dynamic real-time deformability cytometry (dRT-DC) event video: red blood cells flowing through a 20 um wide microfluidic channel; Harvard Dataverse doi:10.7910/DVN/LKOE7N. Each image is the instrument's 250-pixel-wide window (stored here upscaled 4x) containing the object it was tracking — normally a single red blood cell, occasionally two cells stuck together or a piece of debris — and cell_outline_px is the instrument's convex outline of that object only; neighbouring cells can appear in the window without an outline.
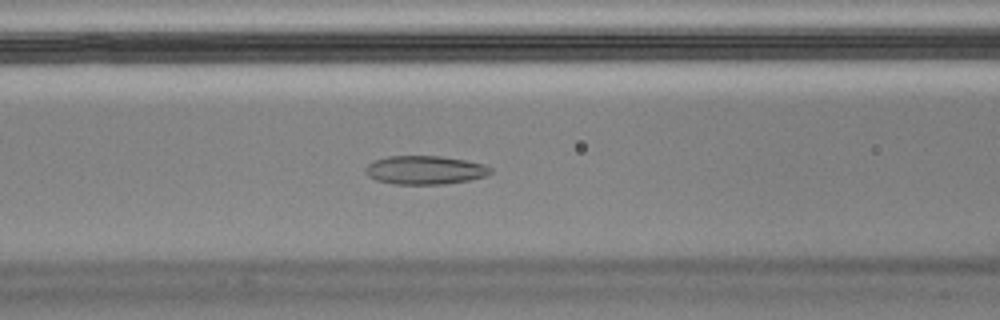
{"species": "Egyptian fruit bat (a non-hibernating species)", "species_latin": "Rousettus aegyptiacus", "temperature_condition": "cold", "stored_images_in_passage": 39, "camera_frame_rate_fps": 3000, "um_per_image_px": 0.085, "animal": {"sex": "male"}, "frame": {"image": 1, "passage_image": 12, "time_ms": 3.667, "image_size_px": [1000, 320], "cell_outline_px": [[492, 172], [488, 176], [468, 180], [444, 184], [392, 184], [376, 180], [368, 176], [364, 168], [372, 160], [388, 156], [440, 156], [464, 160], [484, 164], [492, 168]], "centroid_in_image_um": [36.11, 14.45], "position_along_channel_um": 130.5, "area_um2": 20.98}, "authors_computed_cell_mechanics": {"area_um2": 22.7154, "velocity_mm_per_s": 3.4953, "shape_relaxation_time_tau1_ms": null, "shape_relaxation_time_tau2_ms": 1.1777, "deformation_change_tau1": null, "deformation_change_tau2": 0.0683}}